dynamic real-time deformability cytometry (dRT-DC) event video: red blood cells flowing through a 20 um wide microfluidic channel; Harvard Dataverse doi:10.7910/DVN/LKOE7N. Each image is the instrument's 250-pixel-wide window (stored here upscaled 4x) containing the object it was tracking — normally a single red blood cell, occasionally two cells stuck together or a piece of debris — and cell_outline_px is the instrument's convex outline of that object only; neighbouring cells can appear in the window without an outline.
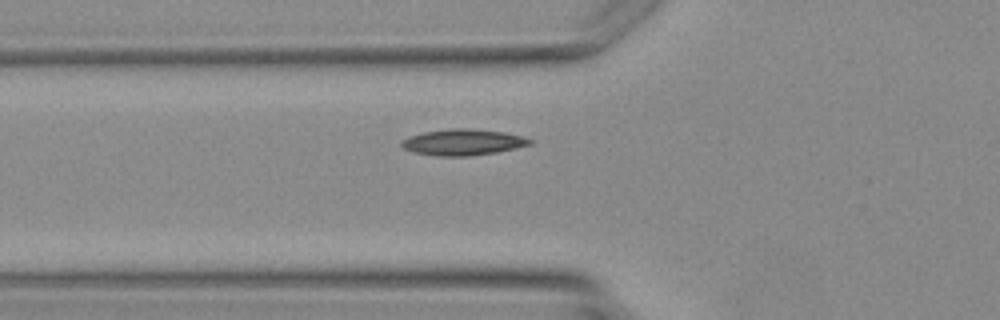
{"species": "Egyptian fruit bat (a non-hibernating species)", "species_latin": "Rousettus aegyptiacus", "temperature_condition": "warm", "stored_images_in_passage": 4, "camera_frame_rate_fps": 3000, "um_per_image_px": 0.085, "animal": {"sex": "female"}, "frame": {"image": 1, "passage_image": 4, "time_ms": 3.667, "image_size_px": [1000, 320], "cell_outline_px": [[532, 144], [516, 148], [496, 152], [468, 156], [436, 156], [412, 152], [404, 148], [400, 144], [400, 140], [408, 136], [424, 132], [448, 128], [472, 128], [504, 132], [520, 136], [532, 140]], "centroid_in_image_um": [39.3, 12.08], "position_along_channel_um": 86.5, "area_um2": 19.65}}